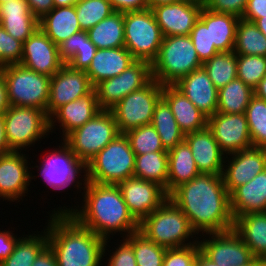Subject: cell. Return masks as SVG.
I'll list each match as a JSON object with an SVG mask.
<instances>
[{
	"mask_svg": "<svg viewBox=\"0 0 266 266\" xmlns=\"http://www.w3.org/2000/svg\"><path fill=\"white\" fill-rule=\"evenodd\" d=\"M168 198L182 210L197 234L233 229L230 197L222 174L200 173L175 188Z\"/></svg>",
	"mask_w": 266,
	"mask_h": 266,
	"instance_id": "1",
	"label": "cell"
},
{
	"mask_svg": "<svg viewBox=\"0 0 266 266\" xmlns=\"http://www.w3.org/2000/svg\"><path fill=\"white\" fill-rule=\"evenodd\" d=\"M84 205L81 209L54 210V214H70L80 225L108 240L113 232L127 235L139 231V223L130 214L118 185L98 184L83 178Z\"/></svg>",
	"mask_w": 266,
	"mask_h": 266,
	"instance_id": "2",
	"label": "cell"
},
{
	"mask_svg": "<svg viewBox=\"0 0 266 266\" xmlns=\"http://www.w3.org/2000/svg\"><path fill=\"white\" fill-rule=\"evenodd\" d=\"M50 219L45 230L58 266L103 265L108 240L80 225L70 214H52Z\"/></svg>",
	"mask_w": 266,
	"mask_h": 266,
	"instance_id": "3",
	"label": "cell"
},
{
	"mask_svg": "<svg viewBox=\"0 0 266 266\" xmlns=\"http://www.w3.org/2000/svg\"><path fill=\"white\" fill-rule=\"evenodd\" d=\"M202 64L189 35L166 36L151 63L152 78L162 86L174 85Z\"/></svg>",
	"mask_w": 266,
	"mask_h": 266,
	"instance_id": "4",
	"label": "cell"
},
{
	"mask_svg": "<svg viewBox=\"0 0 266 266\" xmlns=\"http://www.w3.org/2000/svg\"><path fill=\"white\" fill-rule=\"evenodd\" d=\"M139 232L167 249L198 243L196 240L185 243L196 232L191 228L186 215L169 198L139 223Z\"/></svg>",
	"mask_w": 266,
	"mask_h": 266,
	"instance_id": "5",
	"label": "cell"
},
{
	"mask_svg": "<svg viewBox=\"0 0 266 266\" xmlns=\"http://www.w3.org/2000/svg\"><path fill=\"white\" fill-rule=\"evenodd\" d=\"M135 156L128 138L120 133L87 163L88 181L118 185L133 177Z\"/></svg>",
	"mask_w": 266,
	"mask_h": 266,
	"instance_id": "6",
	"label": "cell"
},
{
	"mask_svg": "<svg viewBox=\"0 0 266 266\" xmlns=\"http://www.w3.org/2000/svg\"><path fill=\"white\" fill-rule=\"evenodd\" d=\"M0 69L10 106L39 108L47 114L51 77L21 64L6 65Z\"/></svg>",
	"mask_w": 266,
	"mask_h": 266,
	"instance_id": "7",
	"label": "cell"
},
{
	"mask_svg": "<svg viewBox=\"0 0 266 266\" xmlns=\"http://www.w3.org/2000/svg\"><path fill=\"white\" fill-rule=\"evenodd\" d=\"M163 37L152 9L124 12V47L136 60L152 63Z\"/></svg>",
	"mask_w": 266,
	"mask_h": 266,
	"instance_id": "8",
	"label": "cell"
},
{
	"mask_svg": "<svg viewBox=\"0 0 266 266\" xmlns=\"http://www.w3.org/2000/svg\"><path fill=\"white\" fill-rule=\"evenodd\" d=\"M120 134L110 110H101L94 118L68 134L63 141L82 161L88 163Z\"/></svg>",
	"mask_w": 266,
	"mask_h": 266,
	"instance_id": "9",
	"label": "cell"
},
{
	"mask_svg": "<svg viewBox=\"0 0 266 266\" xmlns=\"http://www.w3.org/2000/svg\"><path fill=\"white\" fill-rule=\"evenodd\" d=\"M2 116L10 151L27 148L50 132L49 116L39 108L10 106Z\"/></svg>",
	"mask_w": 266,
	"mask_h": 266,
	"instance_id": "10",
	"label": "cell"
},
{
	"mask_svg": "<svg viewBox=\"0 0 266 266\" xmlns=\"http://www.w3.org/2000/svg\"><path fill=\"white\" fill-rule=\"evenodd\" d=\"M163 86L152 79L143 88L133 91L110 109L120 133L143 125H150L154 108L162 97Z\"/></svg>",
	"mask_w": 266,
	"mask_h": 266,
	"instance_id": "11",
	"label": "cell"
},
{
	"mask_svg": "<svg viewBox=\"0 0 266 266\" xmlns=\"http://www.w3.org/2000/svg\"><path fill=\"white\" fill-rule=\"evenodd\" d=\"M151 63L136 60L121 74L103 80L94 89L102 110H110L125 96L146 86L152 80Z\"/></svg>",
	"mask_w": 266,
	"mask_h": 266,
	"instance_id": "12",
	"label": "cell"
},
{
	"mask_svg": "<svg viewBox=\"0 0 266 266\" xmlns=\"http://www.w3.org/2000/svg\"><path fill=\"white\" fill-rule=\"evenodd\" d=\"M62 145L59 146L60 150H54L48 156L46 155L43 164L38 168L40 176L54 190H64L74 183L80 188L82 182L75 179L82 170L85 171L84 177L87 178V163L79 159L65 142H62Z\"/></svg>",
	"mask_w": 266,
	"mask_h": 266,
	"instance_id": "13",
	"label": "cell"
},
{
	"mask_svg": "<svg viewBox=\"0 0 266 266\" xmlns=\"http://www.w3.org/2000/svg\"><path fill=\"white\" fill-rule=\"evenodd\" d=\"M211 239L199 241L200 252L211 262L223 266H244L255 259L252 251L233 230L206 233Z\"/></svg>",
	"mask_w": 266,
	"mask_h": 266,
	"instance_id": "14",
	"label": "cell"
},
{
	"mask_svg": "<svg viewBox=\"0 0 266 266\" xmlns=\"http://www.w3.org/2000/svg\"><path fill=\"white\" fill-rule=\"evenodd\" d=\"M118 186L130 214L138 223L168 199L165 189L152 181L131 177Z\"/></svg>",
	"mask_w": 266,
	"mask_h": 266,
	"instance_id": "15",
	"label": "cell"
},
{
	"mask_svg": "<svg viewBox=\"0 0 266 266\" xmlns=\"http://www.w3.org/2000/svg\"><path fill=\"white\" fill-rule=\"evenodd\" d=\"M207 127L211 130L219 148L228 155L253 147L245 113L216 112L207 118Z\"/></svg>",
	"mask_w": 266,
	"mask_h": 266,
	"instance_id": "16",
	"label": "cell"
},
{
	"mask_svg": "<svg viewBox=\"0 0 266 266\" xmlns=\"http://www.w3.org/2000/svg\"><path fill=\"white\" fill-rule=\"evenodd\" d=\"M93 89L85 71L76 70L64 64L51 77L47 115L50 117L60 106L89 94Z\"/></svg>",
	"mask_w": 266,
	"mask_h": 266,
	"instance_id": "17",
	"label": "cell"
},
{
	"mask_svg": "<svg viewBox=\"0 0 266 266\" xmlns=\"http://www.w3.org/2000/svg\"><path fill=\"white\" fill-rule=\"evenodd\" d=\"M22 66L39 74L52 77L65 64L59 55V47L38 28L24 43Z\"/></svg>",
	"mask_w": 266,
	"mask_h": 266,
	"instance_id": "18",
	"label": "cell"
},
{
	"mask_svg": "<svg viewBox=\"0 0 266 266\" xmlns=\"http://www.w3.org/2000/svg\"><path fill=\"white\" fill-rule=\"evenodd\" d=\"M203 6L180 0L175 3L155 6L152 8L162 35H189L199 20Z\"/></svg>",
	"mask_w": 266,
	"mask_h": 266,
	"instance_id": "19",
	"label": "cell"
},
{
	"mask_svg": "<svg viewBox=\"0 0 266 266\" xmlns=\"http://www.w3.org/2000/svg\"><path fill=\"white\" fill-rule=\"evenodd\" d=\"M231 156L230 161L228 160L229 166L224 165L226 169L222 172L223 182L229 194L266 169V149L250 147L231 153Z\"/></svg>",
	"mask_w": 266,
	"mask_h": 266,
	"instance_id": "20",
	"label": "cell"
},
{
	"mask_svg": "<svg viewBox=\"0 0 266 266\" xmlns=\"http://www.w3.org/2000/svg\"><path fill=\"white\" fill-rule=\"evenodd\" d=\"M27 161L21 151H11L0 156V197L3 200H19L20 196H24L22 194L27 193L32 177Z\"/></svg>",
	"mask_w": 266,
	"mask_h": 266,
	"instance_id": "21",
	"label": "cell"
},
{
	"mask_svg": "<svg viewBox=\"0 0 266 266\" xmlns=\"http://www.w3.org/2000/svg\"><path fill=\"white\" fill-rule=\"evenodd\" d=\"M174 86L181 91L207 118L218 107V89L203 67L181 78Z\"/></svg>",
	"mask_w": 266,
	"mask_h": 266,
	"instance_id": "22",
	"label": "cell"
},
{
	"mask_svg": "<svg viewBox=\"0 0 266 266\" xmlns=\"http://www.w3.org/2000/svg\"><path fill=\"white\" fill-rule=\"evenodd\" d=\"M196 166L200 173L218 175L224 169V152L219 148L211 130L206 126L202 130L185 134Z\"/></svg>",
	"mask_w": 266,
	"mask_h": 266,
	"instance_id": "23",
	"label": "cell"
},
{
	"mask_svg": "<svg viewBox=\"0 0 266 266\" xmlns=\"http://www.w3.org/2000/svg\"><path fill=\"white\" fill-rule=\"evenodd\" d=\"M101 110L96 91L93 89L89 94L57 108L49 117V130L52 132L57 119V122L61 123L64 139L72 131L94 118Z\"/></svg>",
	"mask_w": 266,
	"mask_h": 266,
	"instance_id": "24",
	"label": "cell"
},
{
	"mask_svg": "<svg viewBox=\"0 0 266 266\" xmlns=\"http://www.w3.org/2000/svg\"><path fill=\"white\" fill-rule=\"evenodd\" d=\"M136 59L125 47L97 49L85 73L93 87L103 80L118 76Z\"/></svg>",
	"mask_w": 266,
	"mask_h": 266,
	"instance_id": "25",
	"label": "cell"
},
{
	"mask_svg": "<svg viewBox=\"0 0 266 266\" xmlns=\"http://www.w3.org/2000/svg\"><path fill=\"white\" fill-rule=\"evenodd\" d=\"M233 219L251 212H266V169L230 194Z\"/></svg>",
	"mask_w": 266,
	"mask_h": 266,
	"instance_id": "26",
	"label": "cell"
},
{
	"mask_svg": "<svg viewBox=\"0 0 266 266\" xmlns=\"http://www.w3.org/2000/svg\"><path fill=\"white\" fill-rule=\"evenodd\" d=\"M162 98L168 103L184 134L202 130L207 126V117L174 85L163 86Z\"/></svg>",
	"mask_w": 266,
	"mask_h": 266,
	"instance_id": "27",
	"label": "cell"
},
{
	"mask_svg": "<svg viewBox=\"0 0 266 266\" xmlns=\"http://www.w3.org/2000/svg\"><path fill=\"white\" fill-rule=\"evenodd\" d=\"M0 9L1 26L13 38L23 43L39 28V20L30 12L26 0L5 2Z\"/></svg>",
	"mask_w": 266,
	"mask_h": 266,
	"instance_id": "28",
	"label": "cell"
},
{
	"mask_svg": "<svg viewBox=\"0 0 266 266\" xmlns=\"http://www.w3.org/2000/svg\"><path fill=\"white\" fill-rule=\"evenodd\" d=\"M233 230L255 258L266 260V212H251L235 218Z\"/></svg>",
	"mask_w": 266,
	"mask_h": 266,
	"instance_id": "29",
	"label": "cell"
},
{
	"mask_svg": "<svg viewBox=\"0 0 266 266\" xmlns=\"http://www.w3.org/2000/svg\"><path fill=\"white\" fill-rule=\"evenodd\" d=\"M39 28L57 45L81 31L75 6L54 7L39 20Z\"/></svg>",
	"mask_w": 266,
	"mask_h": 266,
	"instance_id": "30",
	"label": "cell"
},
{
	"mask_svg": "<svg viewBox=\"0 0 266 266\" xmlns=\"http://www.w3.org/2000/svg\"><path fill=\"white\" fill-rule=\"evenodd\" d=\"M199 19L205 25H210L211 44L215 45L218 52L233 51L240 17L213 12L203 7Z\"/></svg>",
	"mask_w": 266,
	"mask_h": 266,
	"instance_id": "31",
	"label": "cell"
},
{
	"mask_svg": "<svg viewBox=\"0 0 266 266\" xmlns=\"http://www.w3.org/2000/svg\"><path fill=\"white\" fill-rule=\"evenodd\" d=\"M198 174L200 172L185 140L168 151V195L179 185L191 181Z\"/></svg>",
	"mask_w": 266,
	"mask_h": 266,
	"instance_id": "32",
	"label": "cell"
},
{
	"mask_svg": "<svg viewBox=\"0 0 266 266\" xmlns=\"http://www.w3.org/2000/svg\"><path fill=\"white\" fill-rule=\"evenodd\" d=\"M87 33L97 49L124 47V13L113 12Z\"/></svg>",
	"mask_w": 266,
	"mask_h": 266,
	"instance_id": "33",
	"label": "cell"
},
{
	"mask_svg": "<svg viewBox=\"0 0 266 266\" xmlns=\"http://www.w3.org/2000/svg\"><path fill=\"white\" fill-rule=\"evenodd\" d=\"M133 177L155 182L167 193L168 151L136 155Z\"/></svg>",
	"mask_w": 266,
	"mask_h": 266,
	"instance_id": "34",
	"label": "cell"
},
{
	"mask_svg": "<svg viewBox=\"0 0 266 266\" xmlns=\"http://www.w3.org/2000/svg\"><path fill=\"white\" fill-rule=\"evenodd\" d=\"M253 96L254 89L246 85L239 78H235L218 90V107L216 112L225 114L245 113Z\"/></svg>",
	"mask_w": 266,
	"mask_h": 266,
	"instance_id": "35",
	"label": "cell"
},
{
	"mask_svg": "<svg viewBox=\"0 0 266 266\" xmlns=\"http://www.w3.org/2000/svg\"><path fill=\"white\" fill-rule=\"evenodd\" d=\"M152 126L160 136L165 150L169 151L181 143L185 134L180 130L168 103L161 97L154 108Z\"/></svg>",
	"mask_w": 266,
	"mask_h": 266,
	"instance_id": "36",
	"label": "cell"
},
{
	"mask_svg": "<svg viewBox=\"0 0 266 266\" xmlns=\"http://www.w3.org/2000/svg\"><path fill=\"white\" fill-rule=\"evenodd\" d=\"M233 51L237 55H257L266 57V36L253 22L240 18Z\"/></svg>",
	"mask_w": 266,
	"mask_h": 266,
	"instance_id": "37",
	"label": "cell"
},
{
	"mask_svg": "<svg viewBox=\"0 0 266 266\" xmlns=\"http://www.w3.org/2000/svg\"><path fill=\"white\" fill-rule=\"evenodd\" d=\"M202 67L219 90L237 78V54L234 51L219 52L203 62Z\"/></svg>",
	"mask_w": 266,
	"mask_h": 266,
	"instance_id": "38",
	"label": "cell"
},
{
	"mask_svg": "<svg viewBox=\"0 0 266 266\" xmlns=\"http://www.w3.org/2000/svg\"><path fill=\"white\" fill-rule=\"evenodd\" d=\"M39 235L20 238L13 253L0 266H32L39 253L48 245L47 232L44 230L43 236Z\"/></svg>",
	"mask_w": 266,
	"mask_h": 266,
	"instance_id": "39",
	"label": "cell"
},
{
	"mask_svg": "<svg viewBox=\"0 0 266 266\" xmlns=\"http://www.w3.org/2000/svg\"><path fill=\"white\" fill-rule=\"evenodd\" d=\"M133 248L137 266H163L167 248L157 245L139 231L125 239Z\"/></svg>",
	"mask_w": 266,
	"mask_h": 266,
	"instance_id": "40",
	"label": "cell"
},
{
	"mask_svg": "<svg viewBox=\"0 0 266 266\" xmlns=\"http://www.w3.org/2000/svg\"><path fill=\"white\" fill-rule=\"evenodd\" d=\"M245 115L253 147L266 149V101L254 95Z\"/></svg>",
	"mask_w": 266,
	"mask_h": 266,
	"instance_id": "41",
	"label": "cell"
},
{
	"mask_svg": "<svg viewBox=\"0 0 266 266\" xmlns=\"http://www.w3.org/2000/svg\"><path fill=\"white\" fill-rule=\"evenodd\" d=\"M74 6L82 31H88L115 12L108 0H78Z\"/></svg>",
	"mask_w": 266,
	"mask_h": 266,
	"instance_id": "42",
	"label": "cell"
},
{
	"mask_svg": "<svg viewBox=\"0 0 266 266\" xmlns=\"http://www.w3.org/2000/svg\"><path fill=\"white\" fill-rule=\"evenodd\" d=\"M130 142L131 149L135 155L156 151H167L164 149L159 134L150 125H143L124 133Z\"/></svg>",
	"mask_w": 266,
	"mask_h": 266,
	"instance_id": "43",
	"label": "cell"
},
{
	"mask_svg": "<svg viewBox=\"0 0 266 266\" xmlns=\"http://www.w3.org/2000/svg\"><path fill=\"white\" fill-rule=\"evenodd\" d=\"M266 76V57L237 55V78L254 89Z\"/></svg>",
	"mask_w": 266,
	"mask_h": 266,
	"instance_id": "44",
	"label": "cell"
},
{
	"mask_svg": "<svg viewBox=\"0 0 266 266\" xmlns=\"http://www.w3.org/2000/svg\"><path fill=\"white\" fill-rule=\"evenodd\" d=\"M189 36L202 63L219 53L215 45L211 44L210 25H205L200 19L192 28Z\"/></svg>",
	"mask_w": 266,
	"mask_h": 266,
	"instance_id": "45",
	"label": "cell"
},
{
	"mask_svg": "<svg viewBox=\"0 0 266 266\" xmlns=\"http://www.w3.org/2000/svg\"><path fill=\"white\" fill-rule=\"evenodd\" d=\"M23 42L13 38L0 26V68L6 65L20 64Z\"/></svg>",
	"mask_w": 266,
	"mask_h": 266,
	"instance_id": "46",
	"label": "cell"
},
{
	"mask_svg": "<svg viewBox=\"0 0 266 266\" xmlns=\"http://www.w3.org/2000/svg\"><path fill=\"white\" fill-rule=\"evenodd\" d=\"M199 253V243L186 247L167 249L163 266H196Z\"/></svg>",
	"mask_w": 266,
	"mask_h": 266,
	"instance_id": "47",
	"label": "cell"
},
{
	"mask_svg": "<svg viewBox=\"0 0 266 266\" xmlns=\"http://www.w3.org/2000/svg\"><path fill=\"white\" fill-rule=\"evenodd\" d=\"M248 0H208L204 6L217 13H225L242 17Z\"/></svg>",
	"mask_w": 266,
	"mask_h": 266,
	"instance_id": "48",
	"label": "cell"
},
{
	"mask_svg": "<svg viewBox=\"0 0 266 266\" xmlns=\"http://www.w3.org/2000/svg\"><path fill=\"white\" fill-rule=\"evenodd\" d=\"M89 38L87 31H80L72 34L67 40L62 42L59 47V55L61 60L67 64L84 45V41Z\"/></svg>",
	"mask_w": 266,
	"mask_h": 266,
	"instance_id": "49",
	"label": "cell"
},
{
	"mask_svg": "<svg viewBox=\"0 0 266 266\" xmlns=\"http://www.w3.org/2000/svg\"><path fill=\"white\" fill-rule=\"evenodd\" d=\"M97 47L88 38L84 41V45L81 49L75 53L74 57L67 63L73 69L86 71L95 56Z\"/></svg>",
	"mask_w": 266,
	"mask_h": 266,
	"instance_id": "50",
	"label": "cell"
},
{
	"mask_svg": "<svg viewBox=\"0 0 266 266\" xmlns=\"http://www.w3.org/2000/svg\"><path fill=\"white\" fill-rule=\"evenodd\" d=\"M112 253L107 266H137L133 248L125 239Z\"/></svg>",
	"mask_w": 266,
	"mask_h": 266,
	"instance_id": "51",
	"label": "cell"
},
{
	"mask_svg": "<svg viewBox=\"0 0 266 266\" xmlns=\"http://www.w3.org/2000/svg\"><path fill=\"white\" fill-rule=\"evenodd\" d=\"M262 17H266V0H248L241 19L254 23Z\"/></svg>",
	"mask_w": 266,
	"mask_h": 266,
	"instance_id": "52",
	"label": "cell"
},
{
	"mask_svg": "<svg viewBox=\"0 0 266 266\" xmlns=\"http://www.w3.org/2000/svg\"><path fill=\"white\" fill-rule=\"evenodd\" d=\"M115 12L141 11L149 8L147 0H108Z\"/></svg>",
	"mask_w": 266,
	"mask_h": 266,
	"instance_id": "53",
	"label": "cell"
},
{
	"mask_svg": "<svg viewBox=\"0 0 266 266\" xmlns=\"http://www.w3.org/2000/svg\"><path fill=\"white\" fill-rule=\"evenodd\" d=\"M19 239L13 236L11 231L0 230V263L13 253Z\"/></svg>",
	"mask_w": 266,
	"mask_h": 266,
	"instance_id": "54",
	"label": "cell"
},
{
	"mask_svg": "<svg viewBox=\"0 0 266 266\" xmlns=\"http://www.w3.org/2000/svg\"><path fill=\"white\" fill-rule=\"evenodd\" d=\"M30 12L40 20L44 15L49 13L55 6L53 0H26Z\"/></svg>",
	"mask_w": 266,
	"mask_h": 266,
	"instance_id": "55",
	"label": "cell"
},
{
	"mask_svg": "<svg viewBox=\"0 0 266 266\" xmlns=\"http://www.w3.org/2000/svg\"><path fill=\"white\" fill-rule=\"evenodd\" d=\"M32 266H58L54 252L47 245L37 256Z\"/></svg>",
	"mask_w": 266,
	"mask_h": 266,
	"instance_id": "56",
	"label": "cell"
},
{
	"mask_svg": "<svg viewBox=\"0 0 266 266\" xmlns=\"http://www.w3.org/2000/svg\"><path fill=\"white\" fill-rule=\"evenodd\" d=\"M9 107L6 84L0 69V115H2Z\"/></svg>",
	"mask_w": 266,
	"mask_h": 266,
	"instance_id": "57",
	"label": "cell"
},
{
	"mask_svg": "<svg viewBox=\"0 0 266 266\" xmlns=\"http://www.w3.org/2000/svg\"><path fill=\"white\" fill-rule=\"evenodd\" d=\"M10 149L8 147L6 141L5 127H4V119L3 116L0 115V156L10 153Z\"/></svg>",
	"mask_w": 266,
	"mask_h": 266,
	"instance_id": "58",
	"label": "cell"
},
{
	"mask_svg": "<svg viewBox=\"0 0 266 266\" xmlns=\"http://www.w3.org/2000/svg\"><path fill=\"white\" fill-rule=\"evenodd\" d=\"M254 95L266 101V76L254 88Z\"/></svg>",
	"mask_w": 266,
	"mask_h": 266,
	"instance_id": "59",
	"label": "cell"
},
{
	"mask_svg": "<svg viewBox=\"0 0 266 266\" xmlns=\"http://www.w3.org/2000/svg\"><path fill=\"white\" fill-rule=\"evenodd\" d=\"M196 266H223L222 264H218L215 262H211L207 259L201 252L198 254L196 260Z\"/></svg>",
	"mask_w": 266,
	"mask_h": 266,
	"instance_id": "60",
	"label": "cell"
},
{
	"mask_svg": "<svg viewBox=\"0 0 266 266\" xmlns=\"http://www.w3.org/2000/svg\"><path fill=\"white\" fill-rule=\"evenodd\" d=\"M178 1L180 0H147L150 9H152L155 6L171 4Z\"/></svg>",
	"mask_w": 266,
	"mask_h": 266,
	"instance_id": "61",
	"label": "cell"
},
{
	"mask_svg": "<svg viewBox=\"0 0 266 266\" xmlns=\"http://www.w3.org/2000/svg\"><path fill=\"white\" fill-rule=\"evenodd\" d=\"M78 0H53L55 7L73 6Z\"/></svg>",
	"mask_w": 266,
	"mask_h": 266,
	"instance_id": "62",
	"label": "cell"
},
{
	"mask_svg": "<svg viewBox=\"0 0 266 266\" xmlns=\"http://www.w3.org/2000/svg\"><path fill=\"white\" fill-rule=\"evenodd\" d=\"M254 24L266 36V17L257 19Z\"/></svg>",
	"mask_w": 266,
	"mask_h": 266,
	"instance_id": "63",
	"label": "cell"
},
{
	"mask_svg": "<svg viewBox=\"0 0 266 266\" xmlns=\"http://www.w3.org/2000/svg\"><path fill=\"white\" fill-rule=\"evenodd\" d=\"M244 266H266V260L255 258L253 261Z\"/></svg>",
	"mask_w": 266,
	"mask_h": 266,
	"instance_id": "64",
	"label": "cell"
},
{
	"mask_svg": "<svg viewBox=\"0 0 266 266\" xmlns=\"http://www.w3.org/2000/svg\"><path fill=\"white\" fill-rule=\"evenodd\" d=\"M185 1L196 3V4H199V5L203 6V7L208 2V0H185Z\"/></svg>",
	"mask_w": 266,
	"mask_h": 266,
	"instance_id": "65",
	"label": "cell"
},
{
	"mask_svg": "<svg viewBox=\"0 0 266 266\" xmlns=\"http://www.w3.org/2000/svg\"><path fill=\"white\" fill-rule=\"evenodd\" d=\"M8 1H12V0H0L1 4L8 2Z\"/></svg>",
	"mask_w": 266,
	"mask_h": 266,
	"instance_id": "66",
	"label": "cell"
},
{
	"mask_svg": "<svg viewBox=\"0 0 266 266\" xmlns=\"http://www.w3.org/2000/svg\"><path fill=\"white\" fill-rule=\"evenodd\" d=\"M2 24V16H1V9H0V26Z\"/></svg>",
	"mask_w": 266,
	"mask_h": 266,
	"instance_id": "67",
	"label": "cell"
}]
</instances>
